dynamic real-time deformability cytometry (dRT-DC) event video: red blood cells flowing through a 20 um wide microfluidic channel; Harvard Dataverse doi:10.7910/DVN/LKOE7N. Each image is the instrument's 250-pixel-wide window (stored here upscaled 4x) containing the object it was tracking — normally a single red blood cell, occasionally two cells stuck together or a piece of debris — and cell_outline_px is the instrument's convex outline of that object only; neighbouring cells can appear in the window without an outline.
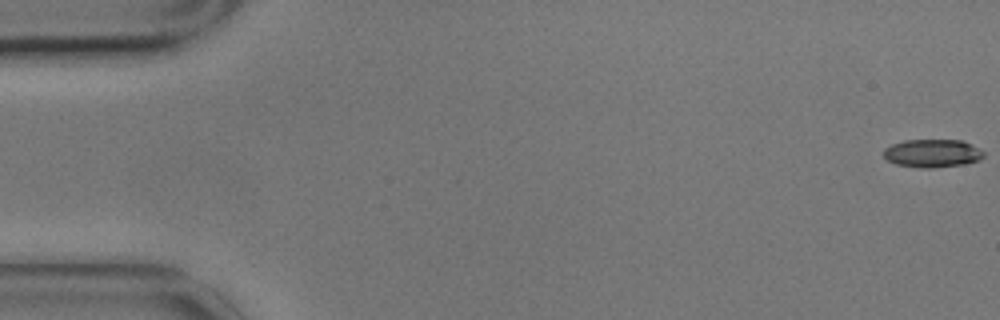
{"species": "common noctule bat (a hibernating species)", "species_latin": "Nyctalus noctula", "temperature_condition": "cold", "stored_images_in_passage": 9, "camera_frame_rate_fps": 3000, "um_per_image_px": 0.085, "animal": {"sex": "male", "body_mass_g": 17.9}, "frame": {"image": 1, "passage_image": 1, "time_ms": 0.0, "image_size_px": [1000, 320], "cell_outline_px": [[984, 156], [976, 160], [964, 164], [932, 168], [920, 168], [896, 164], [888, 160], [884, 156], [884, 148], [892, 144], [904, 140], [960, 140], [984, 152]], "centroid_in_image_um": [79.2, 13.03], "position_along_channel_um": 5.8, "area_um2": 16.13}}
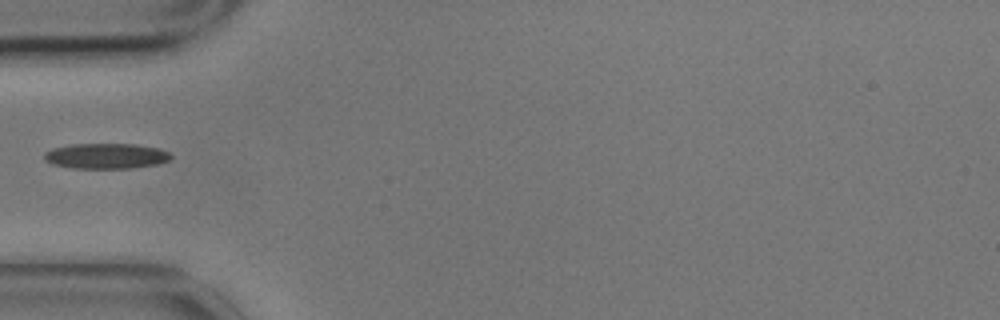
{"frame": {"image": 2, "passage_image": 6, "time_ms": 1.667, "image_size_px": [1000, 320], "cell_outline_px": [[172, 156], [168, 160], [156, 164], [128, 168], [72, 168], [52, 164], [44, 160], [44, 152], [52, 148], [72, 144], [136, 144], [160, 148], [168, 152]], "centroid_in_image_um": [8.98, 13.25], "position_along_channel_um": 76.0, "area_um2": 18.73}}